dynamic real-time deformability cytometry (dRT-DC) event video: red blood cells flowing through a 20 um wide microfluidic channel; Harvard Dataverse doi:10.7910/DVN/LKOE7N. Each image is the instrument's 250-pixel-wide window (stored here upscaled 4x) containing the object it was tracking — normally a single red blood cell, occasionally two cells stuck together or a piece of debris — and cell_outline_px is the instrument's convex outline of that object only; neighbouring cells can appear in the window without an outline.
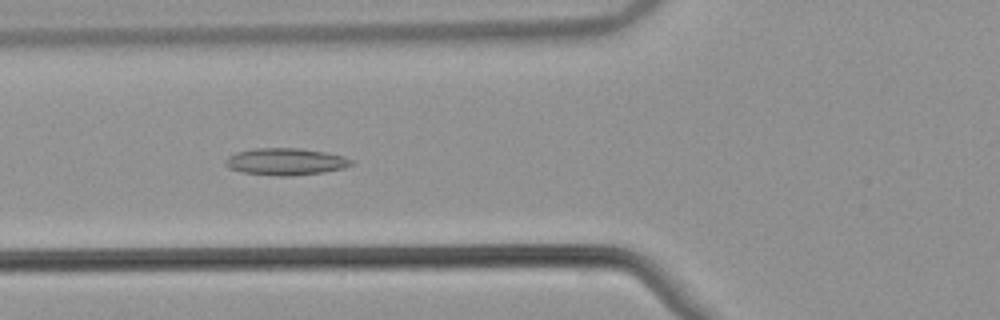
{"species": "common noctule bat (a hibernating species)", "species_latin": "Nyctalus noctula", "temperature_condition": "warm", "stored_images_in_passage": 54, "camera_frame_rate_fps": 3000, "um_per_image_px": 0.085, "animal": {"sex": "male", "body_mass_g": 21.5, "forearm_length_mm": 52.0}, "frame": {"image": 1, "passage_image": 20, "time_ms": 6.333, "image_size_px": [1000, 320], "cell_outline_px": [[356, 160], [352, 164], [344, 168], [324, 172], [292, 176], [276, 176], [244, 172], [228, 168], [224, 164], [224, 160], [228, 156], [236, 152], [256, 148], [300, 148], [324, 152], [344, 156]], "centroid_in_image_um": [24.29, 13.74], "position_along_channel_um": 101.5, "area_um2": 19.94}}
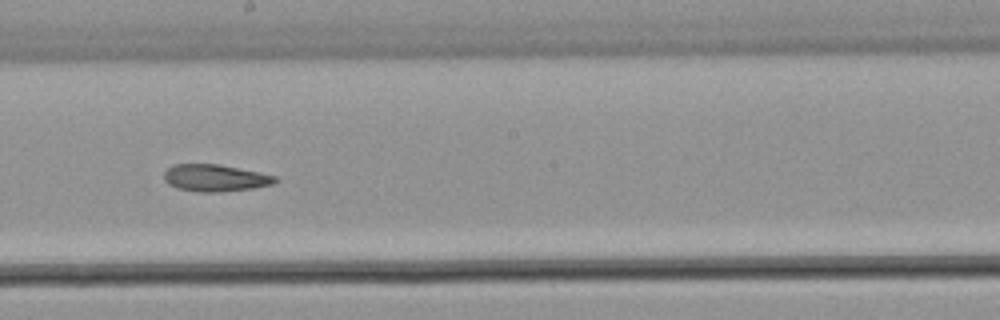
{"frame": {"image": 2, "passage_image": 30, "time_ms": 9.667, "image_size_px": [1000, 320], "cell_outline_px": [[276, 180], [272, 184], [252, 188], [220, 192], [200, 192], [176, 188], [168, 184], [164, 180], [164, 172], [172, 164], [220, 164], [260, 172], [276, 176]], "centroid_in_image_um": [18.25, 15.12], "position_along_channel_um": 229.9, "area_um2": 17.51}}
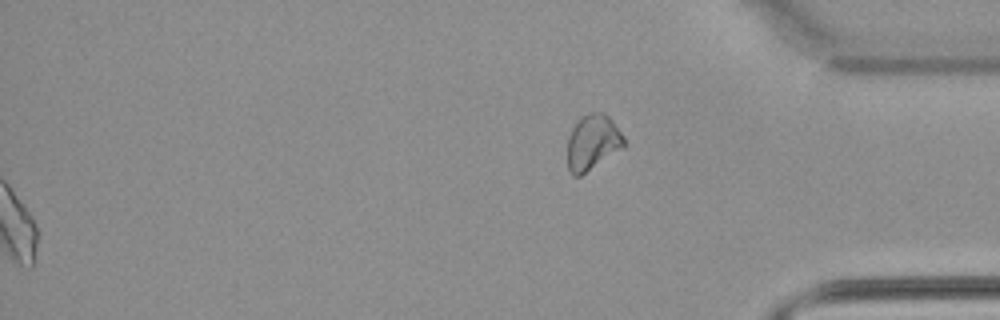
{"frame": {"image": 3, "passage_image": 54, "time_ms": 17.667, "image_size_px": [1000, 320], "cell_outline_px": [[624, 148], [580, 176], [572, 176], [568, 172], [568, 136], [572, 128], [580, 116], [588, 112], [604, 112], [612, 120], [624, 136]], "centroid_in_image_um": [50.37, 12.09], "position_along_channel_um": 384.8, "area_um2": 18.5}, "authors_computed_cell_mechanics": {"area_um2": 18.7561, "velocity_mm_per_s": 3.8595, "shape_relaxation_time_tau1_ms": null, "shape_relaxation_time_tau2_ms": 6.4092, "deformation_change_tau1": null, "deformation_change_tau2": 0.1668}}